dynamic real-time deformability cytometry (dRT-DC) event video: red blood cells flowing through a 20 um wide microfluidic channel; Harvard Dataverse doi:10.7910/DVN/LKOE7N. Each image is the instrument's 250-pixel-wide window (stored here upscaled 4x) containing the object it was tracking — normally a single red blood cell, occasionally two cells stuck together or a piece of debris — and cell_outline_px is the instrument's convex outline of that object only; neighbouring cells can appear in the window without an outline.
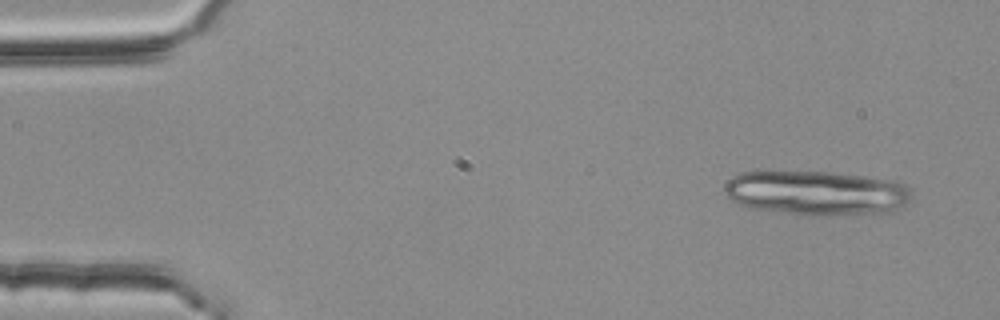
{"species": "common noctule bat (a hibernating species)", "species_latin": "Nyctalus noctula", "temperature_condition": "room temperature", "stored_images_in_passage": 18, "camera_frame_rate_fps": 3000, "um_per_image_px": 0.085, "animal": {"sex": "female", "body_mass_g": 25.1}, "frame": {"image": 1, "passage_image": 3, "time_ms": 0.667, "image_size_px": [1000, 320], "cell_outline_px": [[912, 200], [880, 216], [800, 216], [752, 208], [740, 204], [732, 200], [724, 192], [724, 184], [732, 176], [740, 172], [828, 172], [864, 176], [896, 180], [904, 184], [908, 188], [912, 196]], "centroid_in_image_um": [69.46, 16.44], "position_along_channel_um": 15.5, "area_um2": 49.65}}